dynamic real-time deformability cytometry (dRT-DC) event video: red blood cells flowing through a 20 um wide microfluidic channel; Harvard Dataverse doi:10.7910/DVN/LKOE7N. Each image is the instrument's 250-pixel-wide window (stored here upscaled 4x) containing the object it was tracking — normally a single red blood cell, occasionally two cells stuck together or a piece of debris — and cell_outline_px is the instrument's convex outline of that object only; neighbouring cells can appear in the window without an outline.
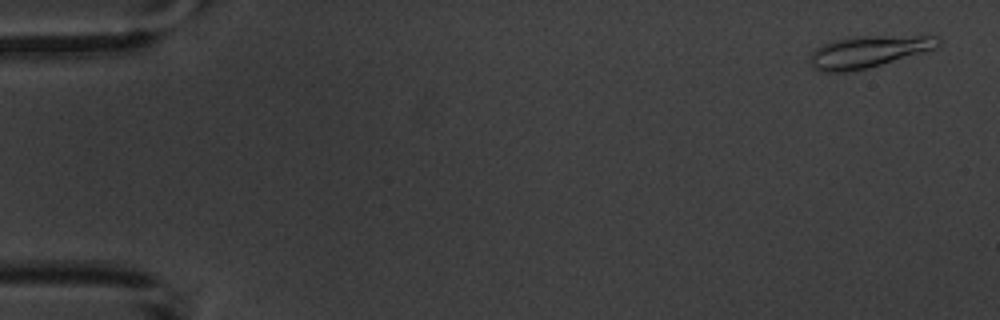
{"species": "common noctule bat (a hibernating species)", "species_latin": "Nyctalus noctula", "temperature_condition": "warm", "stored_images_in_passage": 13, "camera_frame_rate_fps": 3000, "um_per_image_px": 0.085, "animal": {"sex": "male", "body_mass_g": 20.1, "forearm_length_mm": 53.5}, "frame": {"image": 1, "passage_image": 1, "time_ms": 0.0, "image_size_px": [1000, 320], "cell_outline_px": [[940, 44], [936, 48], [868, 68], [848, 72], [820, 72], [812, 68], [808, 64], [808, 60], [812, 52], [816, 48], [824, 44], [848, 36], [940, 36]], "centroid_in_image_um": [73.75, 4.4], "position_along_channel_um": 11.3, "area_um2": 23.87}}
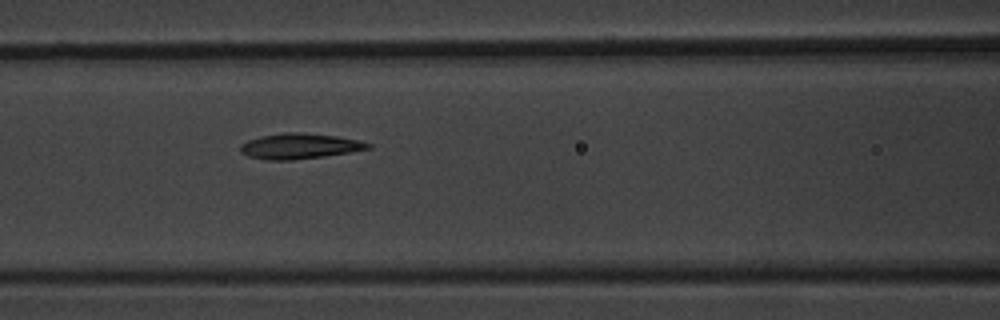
{"frame": {"image": 2, "passage_image": 6, "time_ms": 7.333, "image_size_px": [1000, 320], "cell_outline_px": [[372, 148], [324, 156], [292, 160], [268, 160], [248, 156], [240, 152], [240, 144], [248, 140], [260, 136], [284, 132], [296, 132], [336, 136], [356, 140], [372, 144]], "centroid_in_image_um": [25.42, 12.42], "position_along_channel_um": 141.2, "area_um2": 18.79}}
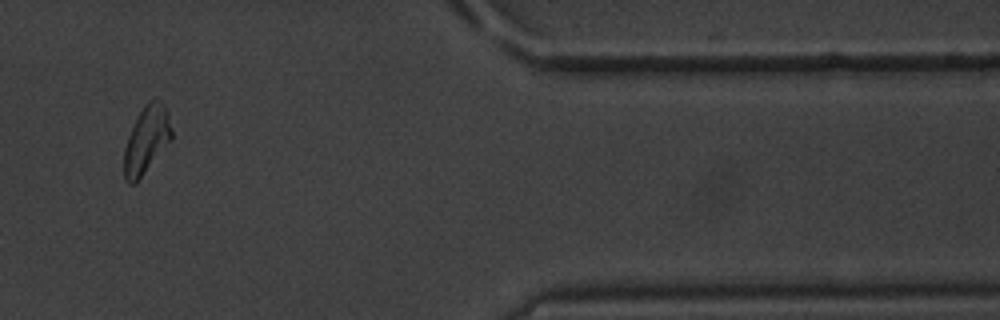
{"frame": {"image": 3, "passage_image": 12, "time_ms": 15.333, "image_size_px": [1000, 320], "cell_outline_px": [[172, 140], [140, 176], [132, 184], [128, 184], [124, 180], [124, 148], [128, 136], [144, 104], [148, 100], [156, 96], [164, 104], [168, 112], [172, 132]], "centroid_in_image_um": [12.47, 11.82], "position_along_channel_um": 398.9, "area_um2": 18.5}, "authors_computed_cell_mechanics": {"area_um2": 18.785, "velocity_mm_per_s": 3.6379, "shape_relaxation_time_tau1_ms": 2.5027, "shape_relaxation_time_tau2_ms": 5.1623, "deformation_change_tau1": 0.1152, "deformation_change_tau2": 0.0962}}